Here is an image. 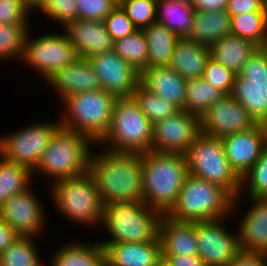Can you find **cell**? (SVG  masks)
Here are the masks:
<instances>
[{"label":"cell","mask_w":267,"mask_h":266,"mask_svg":"<svg viewBox=\"0 0 267 266\" xmlns=\"http://www.w3.org/2000/svg\"><path fill=\"white\" fill-rule=\"evenodd\" d=\"M94 147L97 150L92 148L89 171L95 180L102 205L114 201L144 202L141 154L115 152L104 147L100 150L98 144H94Z\"/></svg>","instance_id":"cell-1"},{"label":"cell","mask_w":267,"mask_h":266,"mask_svg":"<svg viewBox=\"0 0 267 266\" xmlns=\"http://www.w3.org/2000/svg\"><path fill=\"white\" fill-rule=\"evenodd\" d=\"M141 158L144 203L166 215L189 174L186 156L150 150L142 153Z\"/></svg>","instance_id":"cell-2"},{"label":"cell","mask_w":267,"mask_h":266,"mask_svg":"<svg viewBox=\"0 0 267 266\" xmlns=\"http://www.w3.org/2000/svg\"><path fill=\"white\" fill-rule=\"evenodd\" d=\"M116 99L103 89L65 97L58 114L61 127L81 133L98 144L109 130Z\"/></svg>","instance_id":"cell-3"},{"label":"cell","mask_w":267,"mask_h":266,"mask_svg":"<svg viewBox=\"0 0 267 266\" xmlns=\"http://www.w3.org/2000/svg\"><path fill=\"white\" fill-rule=\"evenodd\" d=\"M233 202L221 186L188 174L176 203L165 216L188 223L233 217Z\"/></svg>","instance_id":"cell-4"},{"label":"cell","mask_w":267,"mask_h":266,"mask_svg":"<svg viewBox=\"0 0 267 266\" xmlns=\"http://www.w3.org/2000/svg\"><path fill=\"white\" fill-rule=\"evenodd\" d=\"M49 197L59 216L76 226L100 228L103 205L95 180L88 170L78 176L55 181L48 188Z\"/></svg>","instance_id":"cell-5"},{"label":"cell","mask_w":267,"mask_h":266,"mask_svg":"<svg viewBox=\"0 0 267 266\" xmlns=\"http://www.w3.org/2000/svg\"><path fill=\"white\" fill-rule=\"evenodd\" d=\"M163 215L149 208L144 202L114 201L103 206L100 229L105 228L107 239H98L101 246L105 243L129 242L143 243L159 236V223Z\"/></svg>","instance_id":"cell-6"},{"label":"cell","mask_w":267,"mask_h":266,"mask_svg":"<svg viewBox=\"0 0 267 266\" xmlns=\"http://www.w3.org/2000/svg\"><path fill=\"white\" fill-rule=\"evenodd\" d=\"M94 143L85 135L60 127L52 136L42 153L40 162L32 175L41 174L55 181L78 176L89 170V159ZM40 173V174H39Z\"/></svg>","instance_id":"cell-7"},{"label":"cell","mask_w":267,"mask_h":266,"mask_svg":"<svg viewBox=\"0 0 267 266\" xmlns=\"http://www.w3.org/2000/svg\"><path fill=\"white\" fill-rule=\"evenodd\" d=\"M153 124L133 97L117 98L109 130L98 143L115 152L146 153L151 150Z\"/></svg>","instance_id":"cell-8"},{"label":"cell","mask_w":267,"mask_h":266,"mask_svg":"<svg viewBox=\"0 0 267 266\" xmlns=\"http://www.w3.org/2000/svg\"><path fill=\"white\" fill-rule=\"evenodd\" d=\"M189 174L221 186L234 199L241 178L231 168L221 138L200 133L185 153Z\"/></svg>","instance_id":"cell-9"},{"label":"cell","mask_w":267,"mask_h":266,"mask_svg":"<svg viewBox=\"0 0 267 266\" xmlns=\"http://www.w3.org/2000/svg\"><path fill=\"white\" fill-rule=\"evenodd\" d=\"M61 30V33L50 31L33 38L29 29L25 36L19 62L36 72L45 82L56 71L77 58L74 46L65 31L62 28Z\"/></svg>","instance_id":"cell-10"},{"label":"cell","mask_w":267,"mask_h":266,"mask_svg":"<svg viewBox=\"0 0 267 266\" xmlns=\"http://www.w3.org/2000/svg\"><path fill=\"white\" fill-rule=\"evenodd\" d=\"M61 127L60 119L30 123L16 131L0 134V154L7 160L27 167L33 172L52 136Z\"/></svg>","instance_id":"cell-11"},{"label":"cell","mask_w":267,"mask_h":266,"mask_svg":"<svg viewBox=\"0 0 267 266\" xmlns=\"http://www.w3.org/2000/svg\"><path fill=\"white\" fill-rule=\"evenodd\" d=\"M231 96L258 124L267 125V50L260 47L235 75Z\"/></svg>","instance_id":"cell-12"},{"label":"cell","mask_w":267,"mask_h":266,"mask_svg":"<svg viewBox=\"0 0 267 266\" xmlns=\"http://www.w3.org/2000/svg\"><path fill=\"white\" fill-rule=\"evenodd\" d=\"M230 218L194 222L198 255L205 266H229L240 251L238 228L231 232L225 225Z\"/></svg>","instance_id":"cell-13"},{"label":"cell","mask_w":267,"mask_h":266,"mask_svg":"<svg viewBox=\"0 0 267 266\" xmlns=\"http://www.w3.org/2000/svg\"><path fill=\"white\" fill-rule=\"evenodd\" d=\"M31 185L0 206V217L20 236L41 237L46 232L45 205ZM40 198V199H39Z\"/></svg>","instance_id":"cell-14"},{"label":"cell","mask_w":267,"mask_h":266,"mask_svg":"<svg viewBox=\"0 0 267 266\" xmlns=\"http://www.w3.org/2000/svg\"><path fill=\"white\" fill-rule=\"evenodd\" d=\"M200 133V117L179 110L153 124L151 150L185 155Z\"/></svg>","instance_id":"cell-15"},{"label":"cell","mask_w":267,"mask_h":266,"mask_svg":"<svg viewBox=\"0 0 267 266\" xmlns=\"http://www.w3.org/2000/svg\"><path fill=\"white\" fill-rule=\"evenodd\" d=\"M101 89L117 98L132 97L140 84V73L113 50L89 58Z\"/></svg>","instance_id":"cell-16"},{"label":"cell","mask_w":267,"mask_h":266,"mask_svg":"<svg viewBox=\"0 0 267 266\" xmlns=\"http://www.w3.org/2000/svg\"><path fill=\"white\" fill-rule=\"evenodd\" d=\"M255 124L246 109L231 95L216 101L200 116V132L218 138L246 131Z\"/></svg>","instance_id":"cell-17"},{"label":"cell","mask_w":267,"mask_h":266,"mask_svg":"<svg viewBox=\"0 0 267 266\" xmlns=\"http://www.w3.org/2000/svg\"><path fill=\"white\" fill-rule=\"evenodd\" d=\"M242 201H246L244 206L249 202V208L238 218L240 250L267 254V198L238 196L233 202V217L240 215L235 212H241Z\"/></svg>","instance_id":"cell-18"},{"label":"cell","mask_w":267,"mask_h":266,"mask_svg":"<svg viewBox=\"0 0 267 266\" xmlns=\"http://www.w3.org/2000/svg\"><path fill=\"white\" fill-rule=\"evenodd\" d=\"M231 168L242 178L267 147V125L256 123L252 128L221 138Z\"/></svg>","instance_id":"cell-19"},{"label":"cell","mask_w":267,"mask_h":266,"mask_svg":"<svg viewBox=\"0 0 267 266\" xmlns=\"http://www.w3.org/2000/svg\"><path fill=\"white\" fill-rule=\"evenodd\" d=\"M62 29L74 46L77 57L89 59L95 54L113 50L114 42L103 21L76 18Z\"/></svg>","instance_id":"cell-20"},{"label":"cell","mask_w":267,"mask_h":266,"mask_svg":"<svg viewBox=\"0 0 267 266\" xmlns=\"http://www.w3.org/2000/svg\"><path fill=\"white\" fill-rule=\"evenodd\" d=\"M45 83L52 91L55 89L60 103L71 94L101 89L89 59L82 57H77L60 68Z\"/></svg>","instance_id":"cell-21"},{"label":"cell","mask_w":267,"mask_h":266,"mask_svg":"<svg viewBox=\"0 0 267 266\" xmlns=\"http://www.w3.org/2000/svg\"><path fill=\"white\" fill-rule=\"evenodd\" d=\"M106 266H159L162 263L159 236L143 243H105Z\"/></svg>","instance_id":"cell-22"},{"label":"cell","mask_w":267,"mask_h":266,"mask_svg":"<svg viewBox=\"0 0 267 266\" xmlns=\"http://www.w3.org/2000/svg\"><path fill=\"white\" fill-rule=\"evenodd\" d=\"M187 80L170 66L147 67L140 73V84L147 90L184 110Z\"/></svg>","instance_id":"cell-23"},{"label":"cell","mask_w":267,"mask_h":266,"mask_svg":"<svg viewBox=\"0 0 267 266\" xmlns=\"http://www.w3.org/2000/svg\"><path fill=\"white\" fill-rule=\"evenodd\" d=\"M63 244L51 253L48 266H106L105 251L98 240Z\"/></svg>","instance_id":"cell-24"},{"label":"cell","mask_w":267,"mask_h":266,"mask_svg":"<svg viewBox=\"0 0 267 266\" xmlns=\"http://www.w3.org/2000/svg\"><path fill=\"white\" fill-rule=\"evenodd\" d=\"M159 239L161 255L198 254L194 222H176L163 215L159 223Z\"/></svg>","instance_id":"cell-25"},{"label":"cell","mask_w":267,"mask_h":266,"mask_svg":"<svg viewBox=\"0 0 267 266\" xmlns=\"http://www.w3.org/2000/svg\"><path fill=\"white\" fill-rule=\"evenodd\" d=\"M209 58L210 48L208 46L185 37L176 42L169 66L187 81L199 79L204 76Z\"/></svg>","instance_id":"cell-26"},{"label":"cell","mask_w":267,"mask_h":266,"mask_svg":"<svg viewBox=\"0 0 267 266\" xmlns=\"http://www.w3.org/2000/svg\"><path fill=\"white\" fill-rule=\"evenodd\" d=\"M209 48L211 58L237 75L260 47L248 39L230 34L217 40Z\"/></svg>","instance_id":"cell-27"},{"label":"cell","mask_w":267,"mask_h":266,"mask_svg":"<svg viewBox=\"0 0 267 266\" xmlns=\"http://www.w3.org/2000/svg\"><path fill=\"white\" fill-rule=\"evenodd\" d=\"M231 34V17L226 10L195 11L191 31L186 37L210 47L214 42Z\"/></svg>","instance_id":"cell-28"},{"label":"cell","mask_w":267,"mask_h":266,"mask_svg":"<svg viewBox=\"0 0 267 266\" xmlns=\"http://www.w3.org/2000/svg\"><path fill=\"white\" fill-rule=\"evenodd\" d=\"M143 32L148 47V67L169 66L180 37L158 22L144 28Z\"/></svg>","instance_id":"cell-29"},{"label":"cell","mask_w":267,"mask_h":266,"mask_svg":"<svg viewBox=\"0 0 267 266\" xmlns=\"http://www.w3.org/2000/svg\"><path fill=\"white\" fill-rule=\"evenodd\" d=\"M195 9L190 3L178 0H157L156 21L185 38L191 31Z\"/></svg>","instance_id":"cell-30"},{"label":"cell","mask_w":267,"mask_h":266,"mask_svg":"<svg viewBox=\"0 0 267 266\" xmlns=\"http://www.w3.org/2000/svg\"><path fill=\"white\" fill-rule=\"evenodd\" d=\"M32 172L0 154V206L12 196L25 191L33 183Z\"/></svg>","instance_id":"cell-31"},{"label":"cell","mask_w":267,"mask_h":266,"mask_svg":"<svg viewBox=\"0 0 267 266\" xmlns=\"http://www.w3.org/2000/svg\"><path fill=\"white\" fill-rule=\"evenodd\" d=\"M225 94L211 86L203 77L188 80L185 88L184 111L200 117L212 104Z\"/></svg>","instance_id":"cell-32"},{"label":"cell","mask_w":267,"mask_h":266,"mask_svg":"<svg viewBox=\"0 0 267 266\" xmlns=\"http://www.w3.org/2000/svg\"><path fill=\"white\" fill-rule=\"evenodd\" d=\"M231 34L248 39L259 47H265L267 12H244L231 17Z\"/></svg>","instance_id":"cell-33"},{"label":"cell","mask_w":267,"mask_h":266,"mask_svg":"<svg viewBox=\"0 0 267 266\" xmlns=\"http://www.w3.org/2000/svg\"><path fill=\"white\" fill-rule=\"evenodd\" d=\"M37 237L21 236L0 255V266H46L42 261Z\"/></svg>","instance_id":"cell-34"},{"label":"cell","mask_w":267,"mask_h":266,"mask_svg":"<svg viewBox=\"0 0 267 266\" xmlns=\"http://www.w3.org/2000/svg\"><path fill=\"white\" fill-rule=\"evenodd\" d=\"M113 51L124 58L139 73L148 67V47L143 30H137L114 41Z\"/></svg>","instance_id":"cell-35"},{"label":"cell","mask_w":267,"mask_h":266,"mask_svg":"<svg viewBox=\"0 0 267 266\" xmlns=\"http://www.w3.org/2000/svg\"><path fill=\"white\" fill-rule=\"evenodd\" d=\"M132 97L152 124L164 120L179 111L176 106L147 90L141 84L137 86Z\"/></svg>","instance_id":"cell-36"},{"label":"cell","mask_w":267,"mask_h":266,"mask_svg":"<svg viewBox=\"0 0 267 266\" xmlns=\"http://www.w3.org/2000/svg\"><path fill=\"white\" fill-rule=\"evenodd\" d=\"M31 25L0 24V60L20 61L23 54L25 36Z\"/></svg>","instance_id":"cell-37"},{"label":"cell","mask_w":267,"mask_h":266,"mask_svg":"<svg viewBox=\"0 0 267 266\" xmlns=\"http://www.w3.org/2000/svg\"><path fill=\"white\" fill-rule=\"evenodd\" d=\"M239 196L267 198V147L252 168L241 178Z\"/></svg>","instance_id":"cell-38"},{"label":"cell","mask_w":267,"mask_h":266,"mask_svg":"<svg viewBox=\"0 0 267 266\" xmlns=\"http://www.w3.org/2000/svg\"><path fill=\"white\" fill-rule=\"evenodd\" d=\"M35 11L41 12L47 19L55 21L60 29L77 18L75 0H41L33 9V12Z\"/></svg>","instance_id":"cell-39"},{"label":"cell","mask_w":267,"mask_h":266,"mask_svg":"<svg viewBox=\"0 0 267 266\" xmlns=\"http://www.w3.org/2000/svg\"><path fill=\"white\" fill-rule=\"evenodd\" d=\"M119 4L138 30L157 22V0H119Z\"/></svg>","instance_id":"cell-40"},{"label":"cell","mask_w":267,"mask_h":266,"mask_svg":"<svg viewBox=\"0 0 267 266\" xmlns=\"http://www.w3.org/2000/svg\"><path fill=\"white\" fill-rule=\"evenodd\" d=\"M33 9L25 0H0V24L31 25Z\"/></svg>","instance_id":"cell-41"},{"label":"cell","mask_w":267,"mask_h":266,"mask_svg":"<svg viewBox=\"0 0 267 266\" xmlns=\"http://www.w3.org/2000/svg\"><path fill=\"white\" fill-rule=\"evenodd\" d=\"M203 78L225 95H231L234 87L235 74L221 63L209 58L206 62Z\"/></svg>","instance_id":"cell-42"},{"label":"cell","mask_w":267,"mask_h":266,"mask_svg":"<svg viewBox=\"0 0 267 266\" xmlns=\"http://www.w3.org/2000/svg\"><path fill=\"white\" fill-rule=\"evenodd\" d=\"M104 25L113 42L137 31L133 22L128 18L126 11L118 5L105 17Z\"/></svg>","instance_id":"cell-43"},{"label":"cell","mask_w":267,"mask_h":266,"mask_svg":"<svg viewBox=\"0 0 267 266\" xmlns=\"http://www.w3.org/2000/svg\"><path fill=\"white\" fill-rule=\"evenodd\" d=\"M77 4V18L103 21L105 17L118 5L119 0H75Z\"/></svg>","instance_id":"cell-44"},{"label":"cell","mask_w":267,"mask_h":266,"mask_svg":"<svg viewBox=\"0 0 267 266\" xmlns=\"http://www.w3.org/2000/svg\"><path fill=\"white\" fill-rule=\"evenodd\" d=\"M226 11L230 17L244 12H267L263 0H228Z\"/></svg>","instance_id":"cell-45"},{"label":"cell","mask_w":267,"mask_h":266,"mask_svg":"<svg viewBox=\"0 0 267 266\" xmlns=\"http://www.w3.org/2000/svg\"><path fill=\"white\" fill-rule=\"evenodd\" d=\"M229 266H267V254L240 250Z\"/></svg>","instance_id":"cell-46"},{"label":"cell","mask_w":267,"mask_h":266,"mask_svg":"<svg viewBox=\"0 0 267 266\" xmlns=\"http://www.w3.org/2000/svg\"><path fill=\"white\" fill-rule=\"evenodd\" d=\"M165 266H205L198 254L195 255H161Z\"/></svg>","instance_id":"cell-47"},{"label":"cell","mask_w":267,"mask_h":266,"mask_svg":"<svg viewBox=\"0 0 267 266\" xmlns=\"http://www.w3.org/2000/svg\"><path fill=\"white\" fill-rule=\"evenodd\" d=\"M21 236L0 217V255Z\"/></svg>","instance_id":"cell-48"},{"label":"cell","mask_w":267,"mask_h":266,"mask_svg":"<svg viewBox=\"0 0 267 266\" xmlns=\"http://www.w3.org/2000/svg\"><path fill=\"white\" fill-rule=\"evenodd\" d=\"M228 0H190L195 11L210 12L226 10Z\"/></svg>","instance_id":"cell-49"},{"label":"cell","mask_w":267,"mask_h":266,"mask_svg":"<svg viewBox=\"0 0 267 266\" xmlns=\"http://www.w3.org/2000/svg\"><path fill=\"white\" fill-rule=\"evenodd\" d=\"M27 2V4L32 8L34 9L39 3L41 0H25Z\"/></svg>","instance_id":"cell-50"},{"label":"cell","mask_w":267,"mask_h":266,"mask_svg":"<svg viewBox=\"0 0 267 266\" xmlns=\"http://www.w3.org/2000/svg\"><path fill=\"white\" fill-rule=\"evenodd\" d=\"M178 1H182V2H186V3H190V0H178Z\"/></svg>","instance_id":"cell-51"},{"label":"cell","mask_w":267,"mask_h":266,"mask_svg":"<svg viewBox=\"0 0 267 266\" xmlns=\"http://www.w3.org/2000/svg\"><path fill=\"white\" fill-rule=\"evenodd\" d=\"M264 1V6L267 9V0H263Z\"/></svg>","instance_id":"cell-52"}]
</instances>
